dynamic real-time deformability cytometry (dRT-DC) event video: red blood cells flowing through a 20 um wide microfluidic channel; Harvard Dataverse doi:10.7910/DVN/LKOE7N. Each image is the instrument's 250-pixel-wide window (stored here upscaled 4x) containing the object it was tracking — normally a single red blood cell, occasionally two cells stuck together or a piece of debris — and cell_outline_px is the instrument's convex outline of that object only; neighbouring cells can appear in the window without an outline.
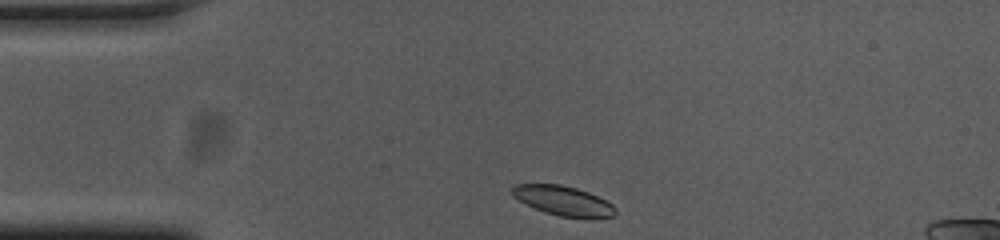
{"species": "common noctule bat (a hibernating species)", "species_latin": "Nyctalus noctula", "temperature_condition": "cold", "stored_images_in_passage": 34, "camera_frame_rate_fps": 3000, "um_per_image_px": 0.085, "animal": {"sex": "female", "body_mass_g": 23.0, "forearm_length_mm": 53.4}, "frame": {"image": 1, "passage_image": 1, "time_ms": 0.0, "image_size_px": [1000, 240], "cell_outline_px": [[616, 212], [612, 216], [592, 220], [560, 216], [544, 212], [512, 196], [512, 188], [516, 184], [560, 184], [576, 188], [588, 192], [612, 204], [616, 208]], "centroid_in_image_um": [47.92, 17.09], "position_along_channel_um": 37.1, "area_um2": 17.86}}
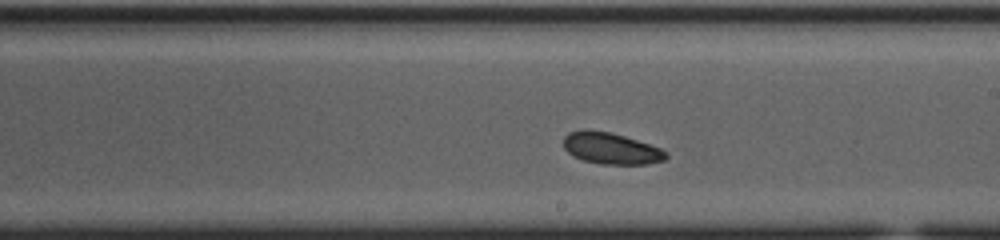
{"frame": {"image": 2, "passage_image": 20, "time_ms": 6.333, "image_size_px": [1000, 240], "cell_outline_px": [[668, 156], [664, 160], [648, 164], [600, 164], [584, 160], [572, 156], [564, 148], [564, 136], [568, 132], [584, 128], [608, 132], [624, 136], [660, 148], [668, 152]], "centroid_in_image_um": [51.91, 12.61], "position_along_channel_um": 237.1, "area_um2": 18.84}}
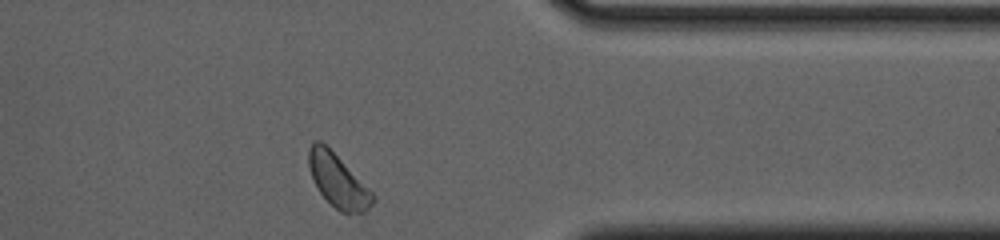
{"frame": {"image": 3, "passage_image": 33, "time_ms": 10.667, "image_size_px": [1000, 240], "cell_outline_px": [[376, 200], [364, 212], [348, 216], [340, 212], [320, 192], [308, 168], [308, 148], [316, 140], [320, 140], [376, 196]], "centroid_in_image_um": [28.73, 15.42], "position_along_channel_um": 382.7, "area_um2": 19.42}, "authors_computed_cell_mechanics": {"area_um2": 18.9295, "velocity_mm_per_s": 3.6782, "shape_relaxation_time_tau1_ms": 2.0386, "shape_relaxation_time_tau2_ms": 8.0595, "deformation_change_tau1": 0.0527, "deformation_change_tau2": 0.1052}}